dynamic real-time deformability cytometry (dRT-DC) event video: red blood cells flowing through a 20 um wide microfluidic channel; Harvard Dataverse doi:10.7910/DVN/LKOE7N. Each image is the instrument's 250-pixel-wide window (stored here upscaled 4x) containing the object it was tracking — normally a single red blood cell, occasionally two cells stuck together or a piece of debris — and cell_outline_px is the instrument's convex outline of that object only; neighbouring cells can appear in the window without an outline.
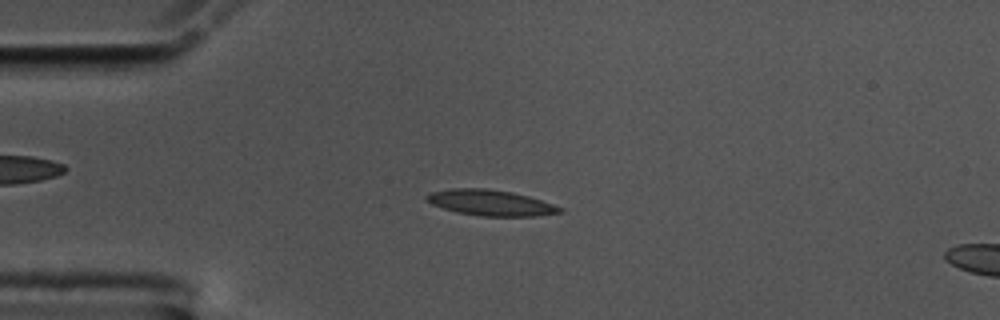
{"species": "common noctule bat (a hibernating species)", "species_latin": "Nyctalus noctula", "temperature_condition": "cold", "stored_images_in_passage": 55, "camera_frame_rate_fps": 3000, "um_per_image_px": 0.085, "animal": {"sex": "male", "body_mass_g": 17.5, "forearm_length_mm": 52.3}, "frame": {"image": 1, "passage_image": 13, "time_ms": 4.0, "image_size_px": [1000, 320], "cell_outline_px": [[564, 212], [536, 216], [480, 216], [456, 212], [432, 204], [424, 200], [424, 196], [432, 192], [452, 188], [488, 188], [512, 192], [528, 196], [564, 208]], "centroid_in_image_um": [41.69, 17.23], "position_along_channel_um": 43.3, "area_um2": 20.06}}
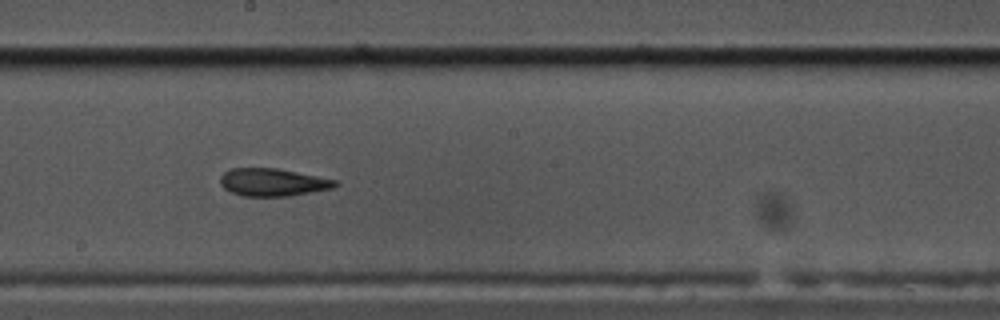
{"frame": {"image": 2, "passage_image": 30, "time_ms": 9.667, "image_size_px": [1000, 320], "cell_outline_px": [[340, 184], [332, 188], [288, 196], [244, 196], [232, 192], [224, 188], [220, 184], [220, 176], [228, 168], [276, 168], [336, 180]], "centroid_in_image_um": [23.15, 15.49], "position_along_channel_um": 225.1, "area_um2": 18.38}}
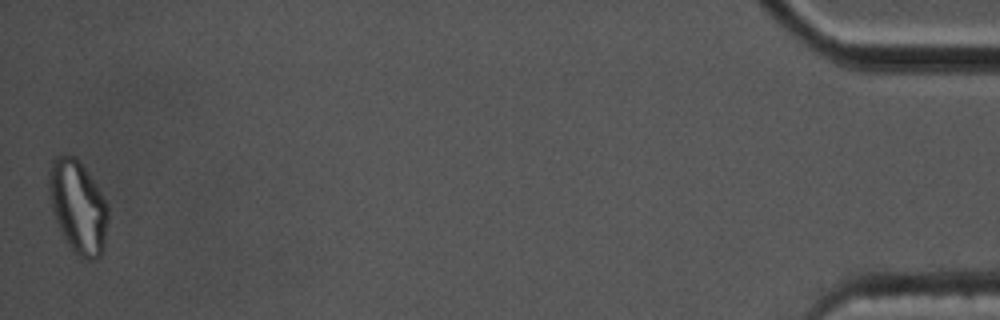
{"frame": {"image": 3, "passage_image": 55, "time_ms": 18.0, "image_size_px": [1000, 320], "cell_outline_px": [[108, 220], [104, 248], [100, 256], [96, 260], [84, 260], [68, 244], [56, 220], [52, 208], [48, 188], [48, 172], [52, 160], [56, 156], [76, 156], [88, 172], [108, 204]], "centroid_in_image_um": [6.64, 17.57], "position_along_channel_um": 428.6, "area_um2": 31.91}, "authors_computed_cell_mechanics": {"area_um2": 19.1318, "velocity_mm_per_s": 3.5659, "shape_relaxation_time_tau1_ms": null, "shape_relaxation_time_tau2_ms": 2.5158, "deformation_change_tau1": null, "deformation_change_tau2": 0.0855}}